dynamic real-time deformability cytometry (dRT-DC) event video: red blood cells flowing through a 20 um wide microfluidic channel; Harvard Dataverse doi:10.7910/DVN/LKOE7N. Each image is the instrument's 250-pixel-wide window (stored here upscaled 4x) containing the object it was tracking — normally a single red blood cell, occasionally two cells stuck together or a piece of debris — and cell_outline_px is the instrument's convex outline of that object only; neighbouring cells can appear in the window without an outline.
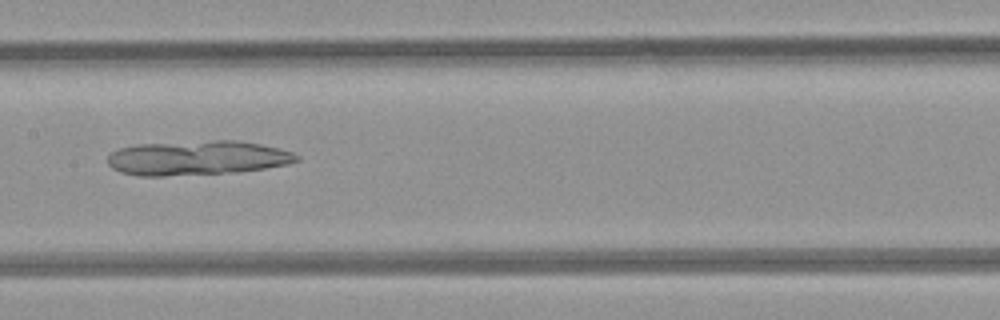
{"species": "common noctule bat (a hibernating species)", "species_latin": "Nyctalus noctula", "temperature_condition": "room temperature", "stored_images_in_passage": 5, "camera_frame_rate_fps": 3000, "um_per_image_px": 0.085, "animal": {"sex": "female", "body_mass_g": 21.9}, "frame": {"image": 1, "passage_image": 5, "time_ms": 4.333, "image_size_px": [1000, 320], "cell_outline_px": [[300, 160], [288, 164], [264, 168], [236, 172], [164, 176], [136, 176], [120, 172], [112, 168], [108, 164], [108, 156], [112, 152], [120, 148], [136, 144], [216, 140], [236, 140], [260, 144], [292, 152], [300, 156]], "centroid_in_image_um": [16.75, 13.42], "position_along_channel_um": 190.7, "area_um2": 38.03}}